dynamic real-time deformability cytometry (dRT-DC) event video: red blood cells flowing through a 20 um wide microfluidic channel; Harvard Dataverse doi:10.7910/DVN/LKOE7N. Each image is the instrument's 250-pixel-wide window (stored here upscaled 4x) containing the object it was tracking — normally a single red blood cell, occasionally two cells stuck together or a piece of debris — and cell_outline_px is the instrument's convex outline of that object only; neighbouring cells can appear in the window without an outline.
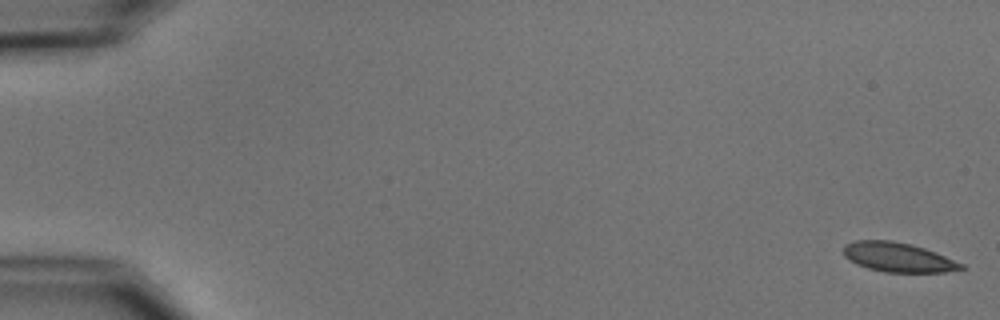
{"species": "common noctule bat (a hibernating species)", "species_latin": "Nyctalus noctula", "temperature_condition": "cold", "stored_images_in_passage": 5, "camera_frame_rate_fps": 3000, "um_per_image_px": 0.085, "animal": {"sex": "male", "body_mass_g": 15.6}, "frame": {"image": 1, "passage_image": 1, "time_ms": 0.0, "image_size_px": [1000, 320], "cell_outline_px": [[968, 268], [944, 272], [884, 272], [868, 268], [856, 264], [848, 260], [844, 256], [844, 244], [856, 240], [892, 240], [912, 244], [936, 252], [964, 264]], "centroid_in_image_um": [76.34, 21.86], "position_along_channel_um": 8.7, "area_um2": 20.35}}
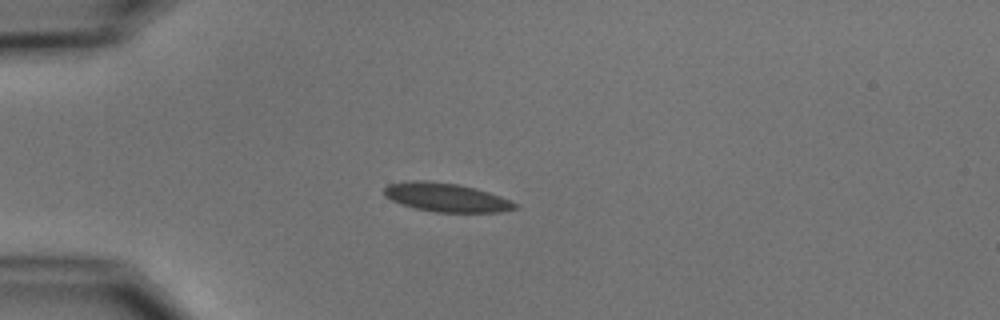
{"frame": {"image": 2, "passage_image": 5, "time_ms": 4.667, "image_size_px": [1000, 320], "cell_outline_px": [[520, 208], [500, 212], [436, 212], [416, 208], [400, 204], [384, 196], [384, 188], [388, 184], [404, 180], [428, 180], [460, 184], [476, 188], [500, 196], [520, 204]], "centroid_in_image_um": [37.94, 16.77], "position_along_channel_um": 47.1, "area_um2": 22.25}}